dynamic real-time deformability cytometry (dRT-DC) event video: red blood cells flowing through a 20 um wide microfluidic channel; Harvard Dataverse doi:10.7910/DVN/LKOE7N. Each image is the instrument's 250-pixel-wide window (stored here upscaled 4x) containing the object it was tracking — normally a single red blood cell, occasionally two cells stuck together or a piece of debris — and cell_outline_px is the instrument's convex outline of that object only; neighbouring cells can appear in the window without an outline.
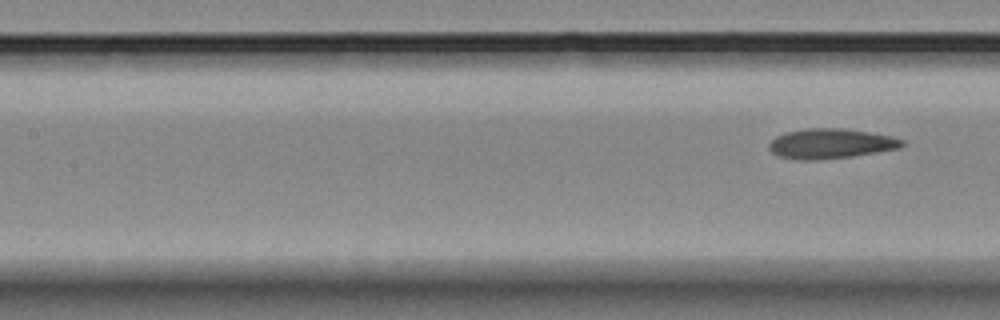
{"species": "Egyptian fruit bat (a non-hibernating species)", "species_latin": "Rousettus aegyptiacus", "temperature_condition": "room temperature", "stored_images_in_passage": 9, "segment_of_instrument_passage": [2, 2], "camera_frame_rate_fps": 3000, "um_per_image_px": 0.085, "animal": {"sex": "female"}, "frame": {"image": 1, "passage_image": 9, "time_ms": 10.0, "image_size_px": [1000, 320], "cell_outline_px": [[904, 144], [900, 148], [852, 156], [820, 160], [796, 160], [776, 156], [768, 148], [768, 144], [776, 136], [784, 132], [808, 128], [840, 128], [868, 132], [892, 136], [904, 140]], "centroid_in_image_um": [70.56, 12.21], "position_along_channel_um": 136.8, "area_um2": 23.35}}